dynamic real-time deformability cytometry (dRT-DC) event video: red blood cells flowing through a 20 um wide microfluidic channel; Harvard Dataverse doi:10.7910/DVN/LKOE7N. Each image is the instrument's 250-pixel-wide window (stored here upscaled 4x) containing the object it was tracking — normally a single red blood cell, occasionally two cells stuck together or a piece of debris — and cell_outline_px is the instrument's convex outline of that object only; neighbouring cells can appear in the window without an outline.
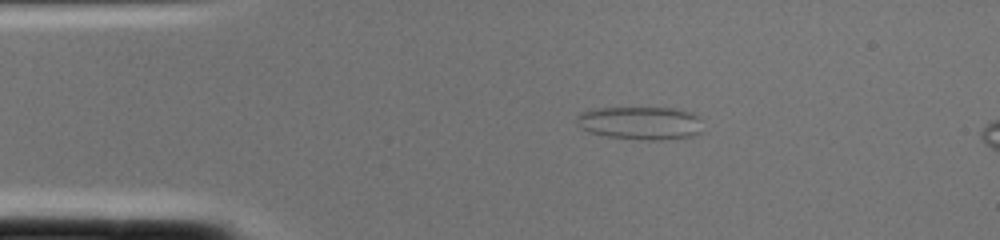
{"species": "common noctule bat (a hibernating species)", "species_latin": "Nyctalus noctula", "temperature_condition": "cold", "stored_images_in_passage": 2, "camera_frame_rate_fps": 3000, "um_per_image_px": 0.085, "animal": {"sex": "female", "body_mass_g": 22.0, "forearm_length_mm": 56.7}, "frame": {"image": 1, "passage_image": 1, "time_ms": 0.0, "image_size_px": [1000, 240], "cell_outline_px": [[700, 132], [696, 136], [660, 140], [648, 140], [608, 136], [588, 132], [580, 128], [576, 124], [576, 120], [580, 112], [596, 108], [676, 108], [692, 112], [700, 116]], "centroid_in_image_um": [54.44, 10.45], "position_along_channel_um": 30.6, "area_um2": 24.51}}